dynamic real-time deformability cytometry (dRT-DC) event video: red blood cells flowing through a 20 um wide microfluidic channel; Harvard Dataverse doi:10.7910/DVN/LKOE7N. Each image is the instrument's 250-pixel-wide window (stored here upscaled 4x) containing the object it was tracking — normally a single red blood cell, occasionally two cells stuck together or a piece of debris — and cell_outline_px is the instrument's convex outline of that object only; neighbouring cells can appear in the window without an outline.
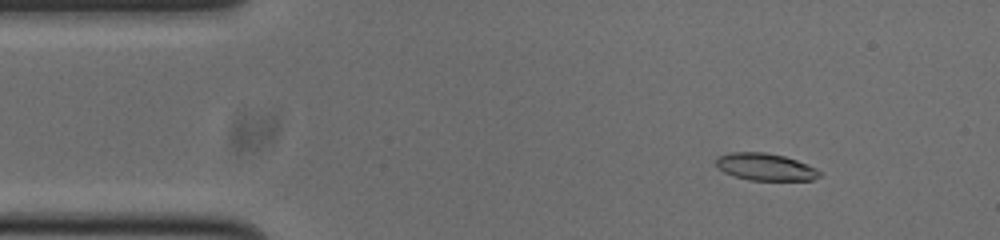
{"species": "common noctule bat (a hibernating species)", "species_latin": "Nyctalus noctula", "temperature_condition": "cold", "stored_images_in_passage": 49, "camera_frame_rate_fps": 3000, "um_per_image_px": 0.085, "animal": {"sex": "male", "body_mass_g": 20.0, "forearm_length_mm": 53.3}, "frame": {"image": 1, "passage_image": 2, "time_ms": 0.333, "image_size_px": [1000, 240], "cell_outline_px": [[824, 172], [820, 176], [812, 180], [748, 180], [724, 172], [716, 164], [716, 156], [732, 152], [764, 152], [784, 156], [808, 164]], "centroid_in_image_um": [65.09, 14.18], "position_along_channel_um": 19.9, "area_um2": 16.42}}
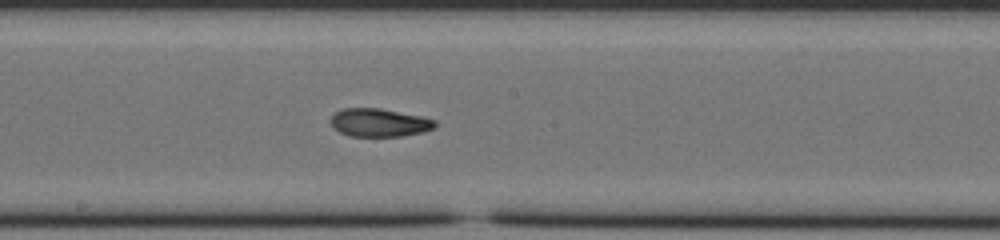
{"frame": {"image": 2, "passage_image": 23, "time_ms": 7.333, "image_size_px": [1000, 240], "cell_outline_px": [[436, 128], [424, 132], [400, 136], [348, 136], [332, 128], [328, 120], [340, 108], [380, 108], [420, 116], [436, 120]], "centroid_in_image_um": [32.2, 10.42], "position_along_channel_um": 216.0, "area_um2": 17.34}}
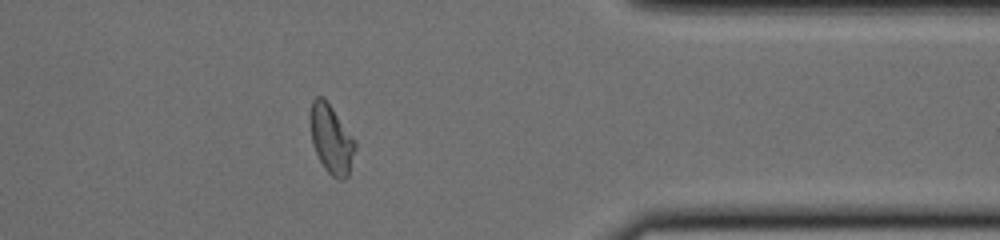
{"frame": {"image": 3, "passage_image": 38, "time_ms": 12.333, "image_size_px": [1000, 240], "cell_outline_px": [[356, 148], [348, 176], [344, 180], [340, 180], [332, 176], [324, 168], [312, 144], [308, 120], [308, 116], [312, 100], [316, 96], [324, 96], [356, 140]], "centroid_in_image_um": [28.14, 11.79], "position_along_channel_um": 383.3, "area_um2": 18.5}, "authors_computed_cell_mechanics": {"area_um2": 17.34, "velocity_mm_per_s": 3.7672, "shape_relaxation_time_tau1_ms": null, "shape_relaxation_time_tau2_ms": 3.1139, "deformation_change_tau1": null, "deformation_change_tau2": 0.072}}